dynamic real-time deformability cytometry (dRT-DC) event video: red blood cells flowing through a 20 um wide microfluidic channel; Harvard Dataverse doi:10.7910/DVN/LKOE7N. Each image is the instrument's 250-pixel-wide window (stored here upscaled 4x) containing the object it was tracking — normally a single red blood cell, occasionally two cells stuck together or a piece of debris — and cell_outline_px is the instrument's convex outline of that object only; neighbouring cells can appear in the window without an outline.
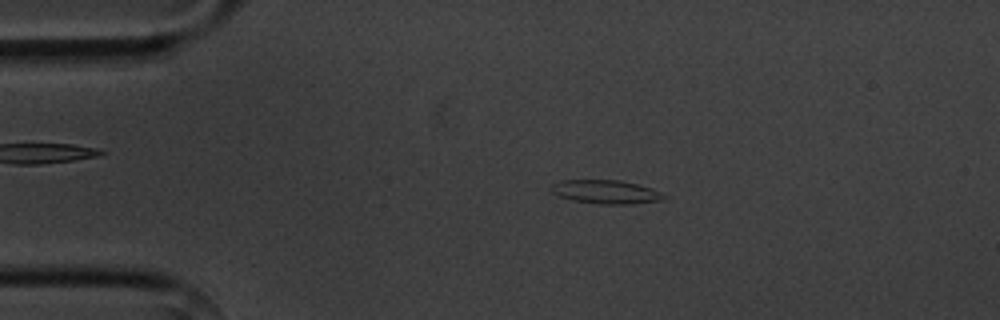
{"species": "common noctule bat (a hibernating species)", "species_latin": "Nyctalus noctula", "temperature_condition": "cold", "stored_images_in_passage": 3, "camera_frame_rate_fps": 3000, "um_per_image_px": 0.085, "animal": {"sex": "male", "body_mass_g": 20.1, "forearm_length_mm": 53.5}, "frame": {"image": 1, "passage_image": 2, "time_ms": 1.333, "image_size_px": [1000, 320], "cell_outline_px": [[668, 196], [664, 200], [632, 204], [600, 204], [572, 200], [560, 196], [552, 192], [552, 184], [560, 180], [620, 180], [652, 188]], "centroid_in_image_um": [51.54, 16.31], "position_along_channel_um": 33.5, "area_um2": 15.55}}